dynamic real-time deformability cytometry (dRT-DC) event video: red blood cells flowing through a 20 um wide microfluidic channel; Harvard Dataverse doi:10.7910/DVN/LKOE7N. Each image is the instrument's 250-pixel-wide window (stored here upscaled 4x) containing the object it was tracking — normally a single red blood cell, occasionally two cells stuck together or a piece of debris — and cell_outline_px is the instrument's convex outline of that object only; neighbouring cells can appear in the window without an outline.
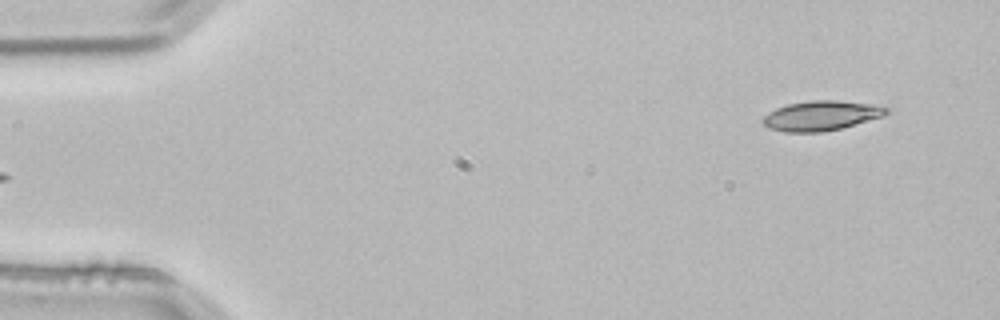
{"species": "common noctule bat (a hibernating species)", "species_latin": "Nyctalus noctula", "temperature_condition": "room temperature", "stored_images_in_passage": 4, "segment_of_instrument_passage": [2, 2], "camera_frame_rate_fps": 3000, "um_per_image_px": 0.085, "animal": {"sex": "male", "body_mass_g": 21.5, "forearm_length_mm": 52.0}, "frame": {"image": 1, "passage_image": 4, "time_ms": 1.0, "image_size_px": [1000, 320], "cell_outline_px": [[888, 112], [884, 116], [840, 128], [820, 132], [784, 132], [768, 128], [760, 120], [764, 116], [776, 108], [788, 104], [812, 100], [836, 100], [872, 104], [888, 108]], "centroid_in_image_um": [69.77, 9.83], "position_along_channel_um": 15.2, "area_um2": 21.27}}